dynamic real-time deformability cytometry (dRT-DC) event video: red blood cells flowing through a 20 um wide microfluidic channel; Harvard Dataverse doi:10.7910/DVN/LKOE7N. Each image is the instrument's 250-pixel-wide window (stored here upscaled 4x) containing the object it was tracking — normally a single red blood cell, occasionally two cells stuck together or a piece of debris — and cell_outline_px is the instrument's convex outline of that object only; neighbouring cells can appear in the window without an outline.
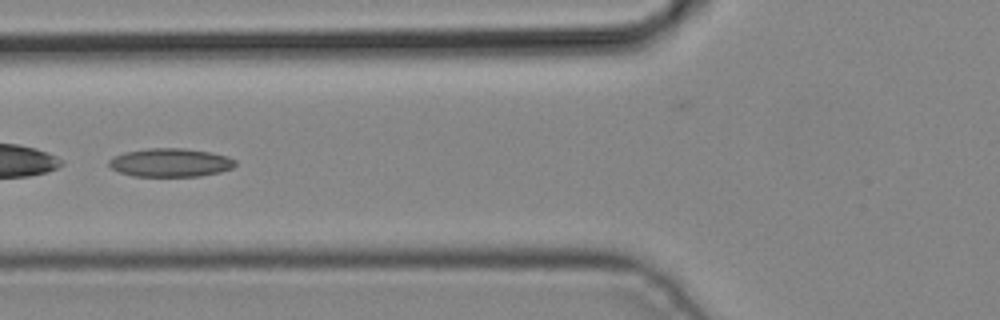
{"species": "common noctule bat (a hibernating species)", "species_latin": "Nyctalus noctula", "temperature_condition": "cold", "stored_images_in_passage": 4, "camera_frame_rate_fps": 3000, "um_per_image_px": 0.085, "animal": {"sex": "male", "body_mass_g": 19.2, "forearm_length_mm": 51.8}, "frame": {"image": 1, "passage_image": 3, "time_ms": 0.667, "image_size_px": [1000, 320], "cell_outline_px": [[236, 164], [232, 168], [220, 172], [200, 176], [132, 176], [120, 172], [112, 168], [108, 164], [108, 160], [124, 152], [148, 148], [184, 148], [212, 152], [228, 156], [236, 160]], "centroid_in_image_um": [14.51, 13.81], "position_along_channel_um": 111.3, "area_um2": 21.04}}
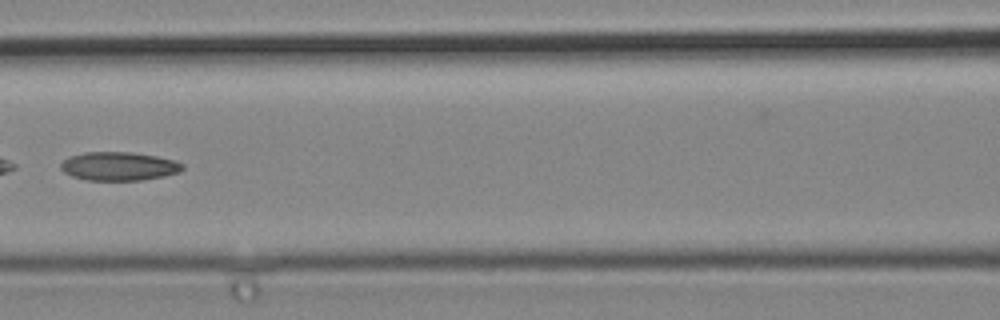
{"frame": {"image": 2, "passage_image": 4, "time_ms": 1.0, "image_size_px": [1000, 320], "cell_outline_px": [[184, 168], [180, 172], [164, 176], [144, 180], [88, 180], [72, 176], [64, 172], [60, 168], [60, 164], [68, 156], [84, 152], [132, 152], [156, 156], [176, 160], [184, 164]], "centroid_in_image_um": [10.12, 14.12], "position_along_channel_um": 156.5, "area_um2": 20.46}}